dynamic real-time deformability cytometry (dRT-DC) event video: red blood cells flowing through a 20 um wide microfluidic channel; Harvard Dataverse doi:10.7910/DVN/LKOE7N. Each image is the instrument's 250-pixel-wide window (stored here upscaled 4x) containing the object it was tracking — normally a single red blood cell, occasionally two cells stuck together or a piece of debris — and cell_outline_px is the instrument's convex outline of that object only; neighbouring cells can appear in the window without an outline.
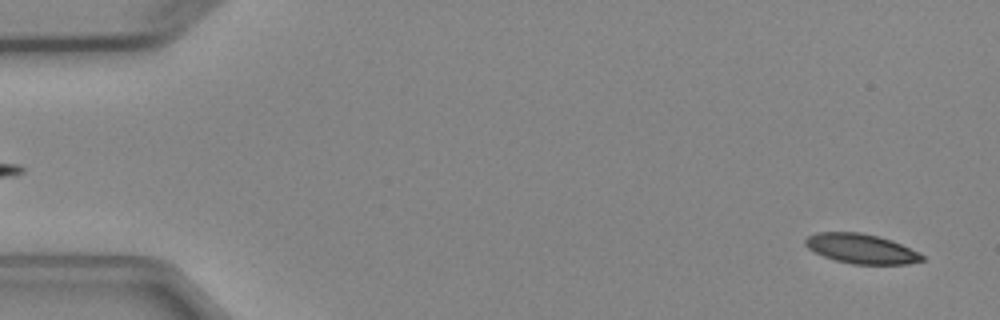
{"species": "Egyptian fruit bat (a non-hibernating species)", "species_latin": "Rousettus aegyptiacus", "temperature_condition": "cold", "stored_images_in_passage": 5, "segment_of_instrument_passage": [2, 2], "camera_frame_rate_fps": 3000, "um_per_image_px": 0.085, "animal": {"sex": "female"}, "frame": {"image": 1, "passage_image": 5, "time_ms": 4.667, "image_size_px": [1000, 320], "cell_outline_px": [[924, 260], [908, 264], [852, 264], [836, 260], [824, 256], [808, 248], [804, 244], [804, 240], [808, 236], [816, 232], [860, 232], [880, 236], [892, 240], [920, 252], [924, 256]], "centroid_in_image_um": [73.23, 21.13], "position_along_channel_um": 11.8, "area_um2": 20.29}}